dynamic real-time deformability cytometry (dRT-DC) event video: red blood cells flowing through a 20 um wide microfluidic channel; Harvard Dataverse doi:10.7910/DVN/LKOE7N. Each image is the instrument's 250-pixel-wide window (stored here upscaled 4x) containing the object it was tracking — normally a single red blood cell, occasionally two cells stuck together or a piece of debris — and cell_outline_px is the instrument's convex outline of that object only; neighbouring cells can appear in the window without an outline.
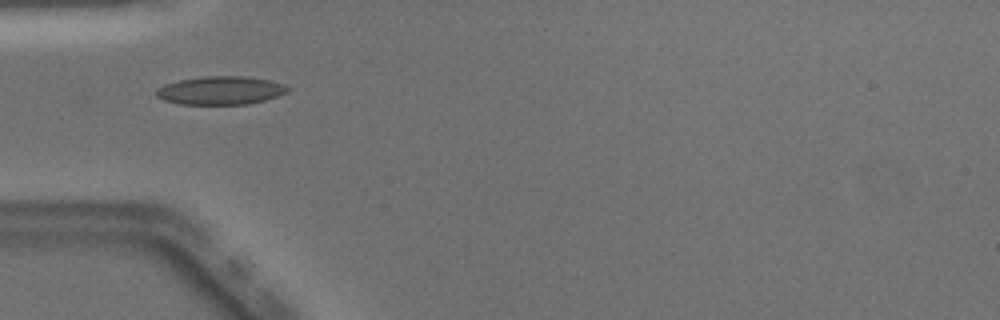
{"species": "Egyptian fruit bat (a non-hibernating species)", "species_latin": "Rousettus aegyptiacus", "temperature_condition": "warm", "stored_images_in_passage": 20, "camera_frame_rate_fps": 3000, "um_per_image_px": 0.085, "animal": {"sex": "male"}, "frame": {"image": 1, "passage_image": 1, "time_ms": 0.0, "image_size_px": [1000, 320], "cell_outline_px": [[292, 88], [288, 92], [264, 100], [248, 104], [180, 104], [164, 100], [156, 96], [156, 88], [164, 84], [180, 80], [204, 76], [248, 76], [268, 80]], "centroid_in_image_um": [18.73, 7.68], "position_along_channel_um": 66.3, "area_um2": 21.62}}
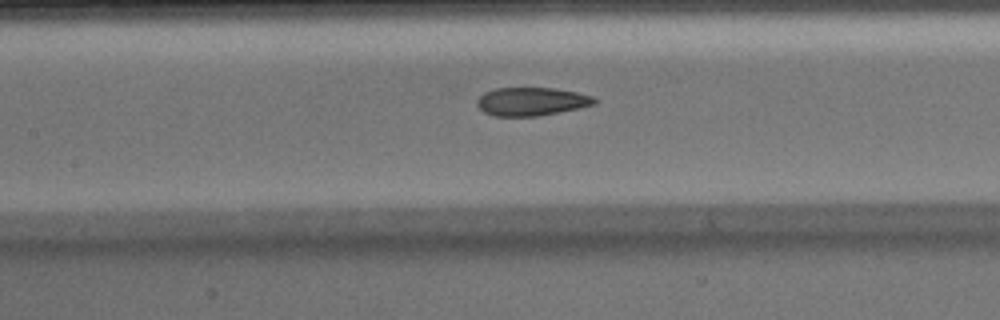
{"frame": {"image": 2, "passage_image": 8, "time_ms": 2.333, "image_size_px": [1000, 320], "cell_outline_px": [[596, 104], [560, 112], [536, 116], [496, 116], [484, 112], [476, 104], [476, 100], [484, 92], [496, 88], [552, 88], [576, 92], [592, 96], [596, 100]], "centroid_in_image_um": [45.15, 8.63], "position_along_channel_um": 162.2, "area_um2": 19.25}}
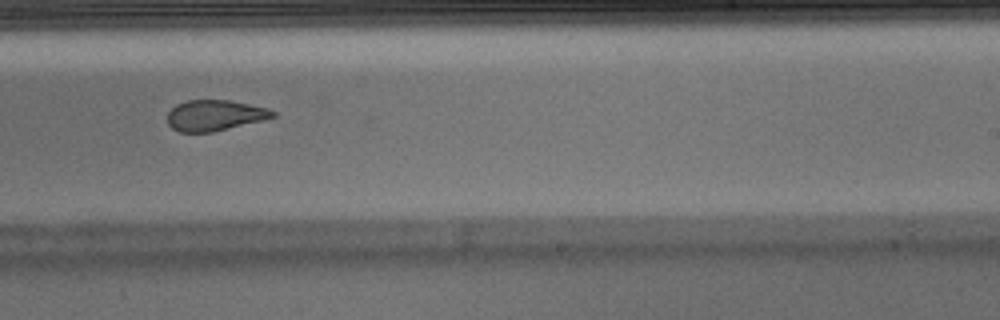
{"frame": {"image": 3, "passage_image": 16, "time_ms": 5.0, "image_size_px": [1000, 320], "cell_outline_px": [[276, 116], [264, 120], [212, 132], [180, 132], [172, 128], [168, 124], [168, 112], [176, 104], [188, 100], [228, 100], [268, 108], [276, 112]], "centroid_in_image_um": [18.26, 9.81], "position_along_channel_um": 270.7, "area_um2": 18.84}}